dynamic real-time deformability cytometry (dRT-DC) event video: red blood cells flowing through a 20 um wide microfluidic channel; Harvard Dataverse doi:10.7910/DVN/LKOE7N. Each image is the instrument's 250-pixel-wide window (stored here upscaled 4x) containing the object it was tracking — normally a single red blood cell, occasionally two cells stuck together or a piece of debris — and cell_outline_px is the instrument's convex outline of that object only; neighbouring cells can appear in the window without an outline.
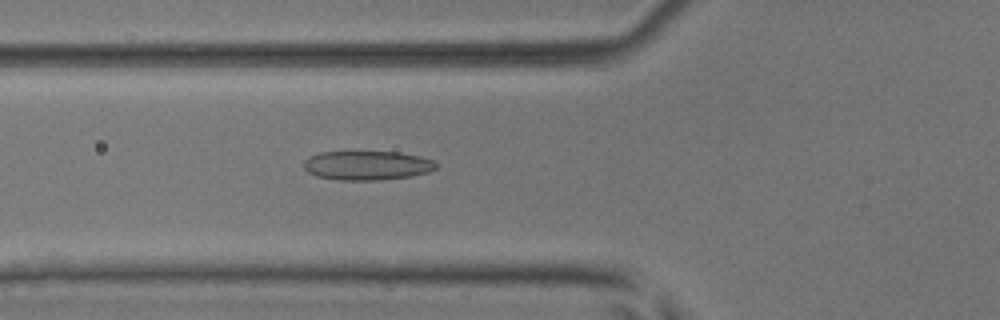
{"species": "common noctule bat (a hibernating species)", "species_latin": "Nyctalus noctula", "temperature_condition": "room temperature", "stored_images_in_passage": 53, "camera_frame_rate_fps": 3000, "um_per_image_px": 0.085, "animal": {"sex": "male", "body_mass_g": 17.9, "forearm_length_mm": 54.2}, "frame": {"image": 1, "passage_image": 20, "time_ms": 6.333, "image_size_px": [1000, 320], "cell_outline_px": [[436, 168], [428, 172], [412, 176], [380, 180], [340, 180], [316, 176], [308, 172], [304, 168], [304, 160], [308, 156], [320, 152], [400, 152], [420, 156], [432, 160], [436, 164]], "centroid_in_image_um": [31.18, 14.06], "position_along_channel_um": 94.6, "area_um2": 22.54}}
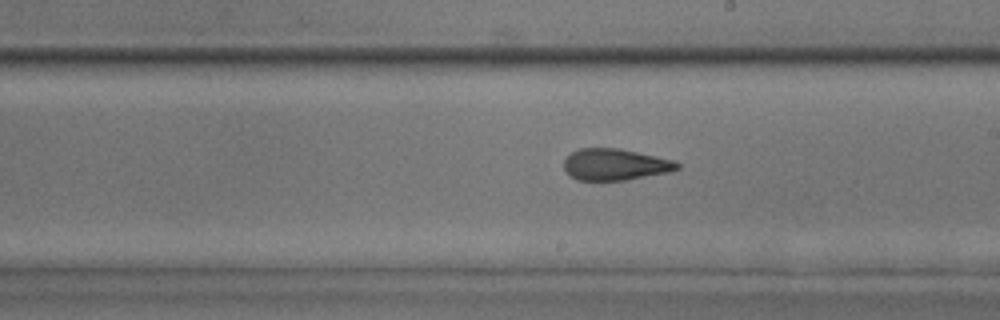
{"frame": {"image": 2, "passage_image": 31, "time_ms": 10.0, "image_size_px": [1000, 320], "cell_outline_px": [[680, 168], [672, 172], [624, 180], [576, 180], [564, 168], [564, 160], [572, 152], [580, 148], [620, 148], [676, 160], [680, 164]], "centroid_in_image_um": [52.35, 13.98], "position_along_channel_um": 236.7, "area_um2": 20.92}}
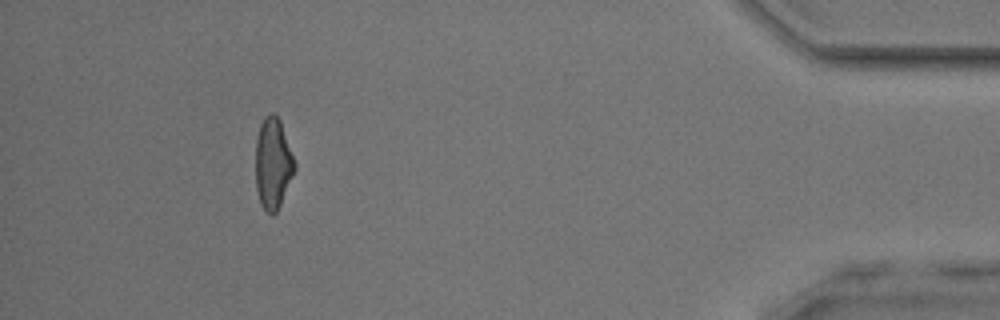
{"frame": {"image": 3, "passage_image": 49, "time_ms": 16.0, "image_size_px": [1000, 320], "cell_outline_px": [[296, 168], [280, 204], [276, 212], [272, 216], [260, 204], [256, 188], [256, 140], [260, 124], [264, 116], [268, 112], [272, 112], [280, 120], [296, 164]], "centroid_in_image_um": [23.19, 13.87], "position_along_channel_um": 412.0, "area_um2": 20.63}, "authors_computed_cell_mechanics": {"area_um2": 21.5594, "velocity_mm_per_s": 3.8861, "shape_relaxation_time_tau1_ms": 11.1439, "shape_relaxation_time_tau2_ms": 1.7768, "deformation_change_tau1": 0.2175, "deformation_change_tau2": 0.1043}}